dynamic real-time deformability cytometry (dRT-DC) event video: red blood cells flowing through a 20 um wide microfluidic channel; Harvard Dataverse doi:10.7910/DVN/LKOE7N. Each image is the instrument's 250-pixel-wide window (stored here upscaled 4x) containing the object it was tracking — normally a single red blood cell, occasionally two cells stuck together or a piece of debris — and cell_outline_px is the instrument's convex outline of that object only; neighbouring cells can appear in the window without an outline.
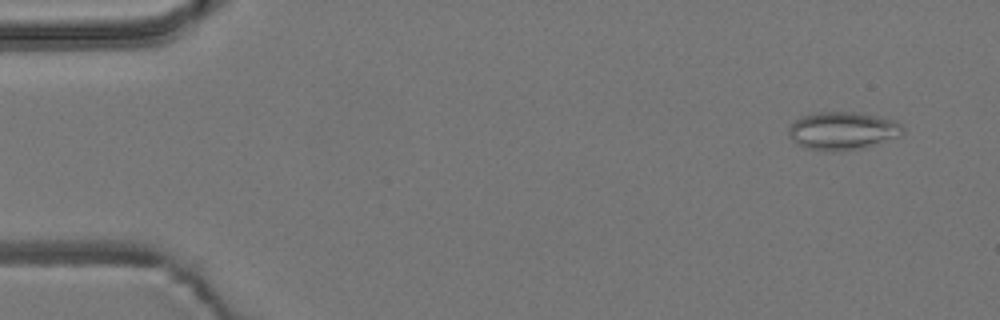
{"species": "common noctule bat (a hibernating species)", "species_latin": "Nyctalus noctula", "temperature_condition": "room temperature", "stored_images_in_passage": 5, "camera_frame_rate_fps": 3000, "um_per_image_px": 0.085, "animal": {"sex": "male", "body_mass_g": 19.2, "forearm_length_mm": 51.8}, "frame": {"image": 1, "passage_image": 1, "time_ms": 0.0, "image_size_px": [1000, 320], "cell_outline_px": [[904, 132], [900, 136], [864, 148], [840, 152], [828, 152], [808, 148], [796, 144], [788, 136], [788, 128], [800, 116], [812, 112], [860, 112], [892, 120], [900, 124], [904, 128]], "centroid_in_image_um": [71.59, 11.13], "position_along_channel_um": 13.4, "area_um2": 25.61}}
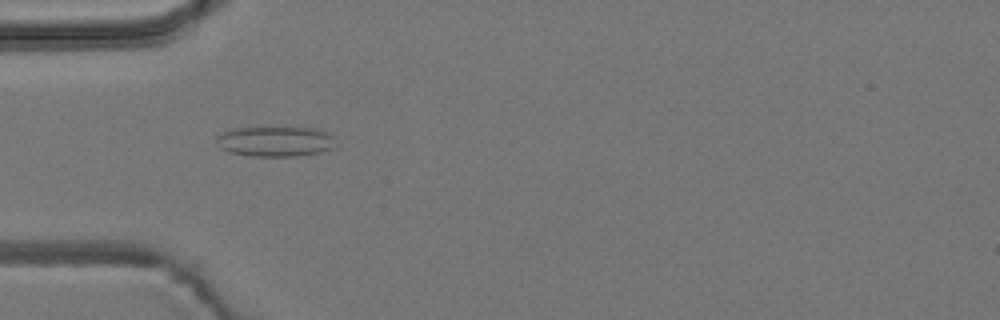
{"frame": {"image": 2, "passage_image": 4, "time_ms": 1.0, "image_size_px": [1000, 320], "cell_outline_px": [[332, 148], [320, 152], [296, 156], [252, 156], [228, 152], [220, 148], [216, 144], [216, 136], [232, 128], [308, 128], [324, 132], [332, 136]], "centroid_in_image_um": [23.3, 12.03], "position_along_channel_um": 61.7, "area_um2": 20.58}}